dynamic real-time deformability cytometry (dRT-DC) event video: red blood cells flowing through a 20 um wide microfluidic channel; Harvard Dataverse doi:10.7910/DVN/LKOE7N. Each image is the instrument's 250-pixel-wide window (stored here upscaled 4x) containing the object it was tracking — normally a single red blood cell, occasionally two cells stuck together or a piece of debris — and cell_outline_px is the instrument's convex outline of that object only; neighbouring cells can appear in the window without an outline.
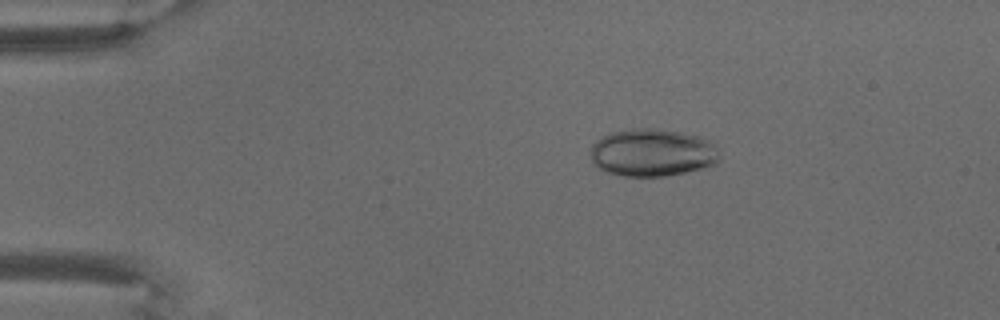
{"species": "common noctule bat (a hibernating species)", "species_latin": "Nyctalus noctula", "temperature_condition": "warm", "stored_images_in_passage": 71, "camera_frame_rate_fps": 3000, "um_per_image_px": 0.085, "animal": {"sex": "male", "body_mass_g": 18.8}, "frame": {"image": 1, "passage_image": 13, "time_ms": 4.0, "image_size_px": [1000, 320], "cell_outline_px": [[720, 160], [716, 164], [708, 168], [664, 176], [624, 176], [608, 172], [596, 168], [592, 160], [592, 144], [596, 140], [612, 132], [628, 128], [652, 128], [680, 132], [712, 140], [716, 144], [720, 156]], "centroid_in_image_um": [55.5, 12.98], "position_along_channel_um": 29.5, "area_um2": 36.18}}
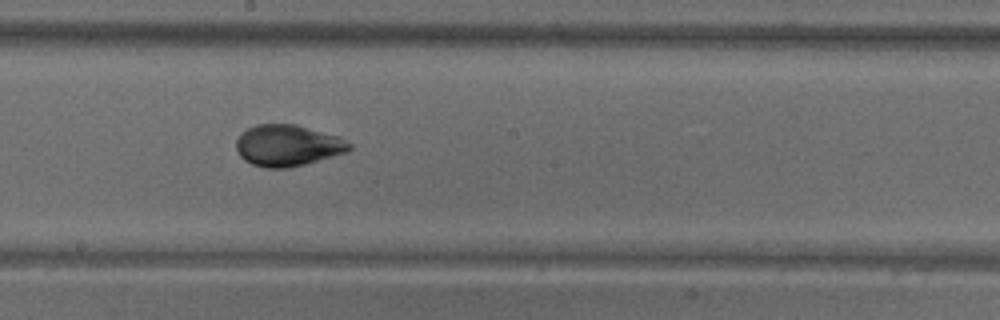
{"frame": {"image": 2, "passage_image": 40, "time_ms": 13.0, "image_size_px": [1000, 320], "cell_outline_px": [[352, 148], [348, 152], [304, 164], [288, 168], [268, 168], [252, 164], [244, 160], [240, 156], [236, 148], [236, 140], [240, 132], [256, 124], [296, 124], [340, 136], [352, 144]], "centroid_in_image_um": [24.46, 12.35], "position_along_channel_um": 223.7, "area_um2": 27.51}}
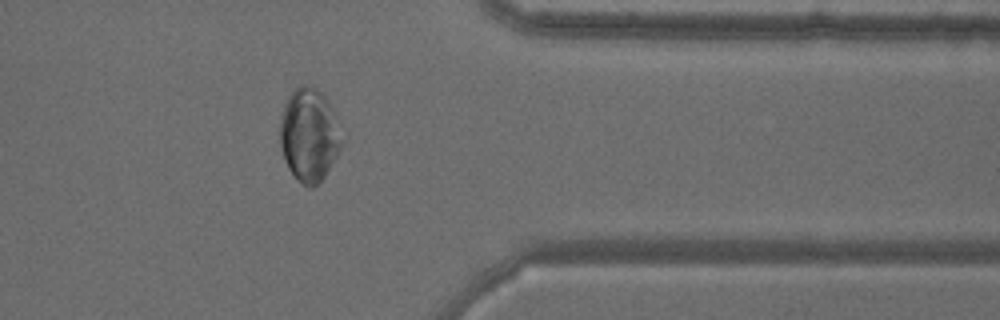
{"frame": {"image": 3, "passage_image": 58, "time_ms": 19.0, "image_size_px": [1000, 320], "cell_outline_px": [[340, 148], [336, 156], [324, 176], [312, 188], [308, 188], [300, 184], [296, 180], [288, 168], [284, 160], [280, 144], [280, 116], [284, 104], [288, 96], [300, 84], [308, 84], [324, 92], [332, 108], [340, 144]], "centroid_in_image_um": [26.21, 11.46], "position_along_channel_um": 385.2, "area_um2": 33.23}}